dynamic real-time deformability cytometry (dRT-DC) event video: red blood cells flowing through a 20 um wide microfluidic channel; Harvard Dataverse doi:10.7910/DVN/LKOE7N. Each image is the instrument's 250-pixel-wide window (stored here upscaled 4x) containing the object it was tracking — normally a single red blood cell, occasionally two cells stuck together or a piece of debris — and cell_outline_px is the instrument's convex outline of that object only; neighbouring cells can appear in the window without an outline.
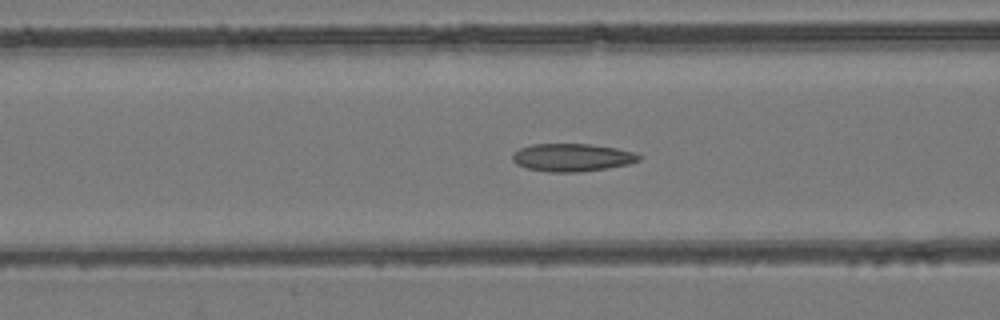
{"species": "common noctule bat (a hibernating species)", "species_latin": "Nyctalus noctula", "temperature_condition": "room temperature", "stored_images_in_passage": 38, "camera_frame_rate_fps": 3000, "um_per_image_px": 0.085, "animal": {"sex": "female", "body_mass_g": 24.6, "forearm_length_mm": 56.2}, "frame": {"image": 1, "passage_image": 6, "time_ms": 1.667, "image_size_px": [1000, 320], "cell_outline_px": [[640, 160], [628, 164], [580, 172], [548, 172], [528, 168], [516, 164], [512, 160], [512, 152], [520, 148], [532, 144], [592, 144], [616, 148], [636, 152], [640, 156]], "centroid_in_image_um": [48.61, 13.38], "position_along_channel_um": 118.0, "area_um2": 20.52}}
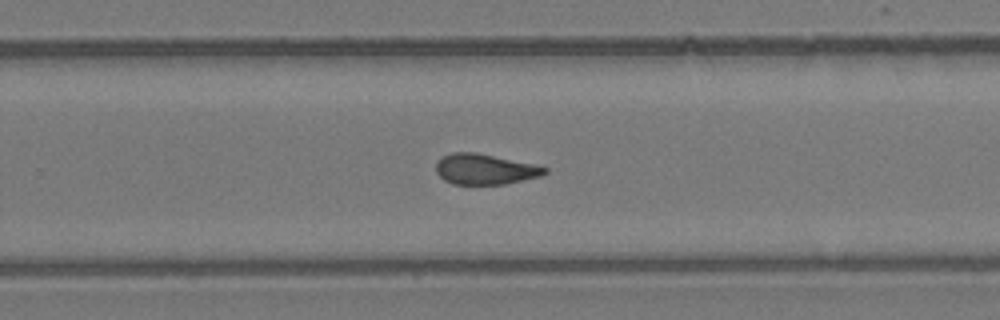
{"frame": {"image": 2, "passage_image": 19, "time_ms": 6.0, "image_size_px": [1000, 320], "cell_outline_px": [[548, 172], [540, 176], [504, 184], [452, 184], [444, 180], [436, 172], [436, 164], [440, 156], [452, 152], [476, 152], [536, 164], [548, 168]], "centroid_in_image_um": [41.21, 14.37], "position_along_channel_um": 288.6, "area_um2": 19.48}}
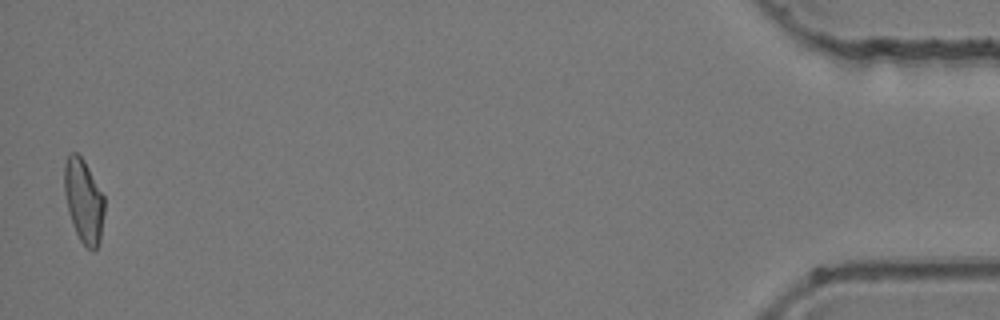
{"frame": {"image": 3, "passage_image": 37, "time_ms": 12.0, "image_size_px": [1000, 320], "cell_outline_px": [[104, 212], [100, 240], [96, 248], [92, 252], [80, 240], [72, 224], [68, 212], [64, 192], [64, 164], [68, 152], [76, 152], [84, 160], [104, 196]], "centroid_in_image_um": [7.1, 17.05], "position_along_channel_um": 428.1, "area_um2": 19.59}, "authors_computed_cell_mechanics": {"area_um2": 19.6809, "velocity_mm_per_s": 3.9398, "shape_relaxation_time_tau1_ms": null, "shape_relaxation_time_tau2_ms": 2.4268, "deformation_change_tau1": null, "deformation_change_tau2": 0.1008}}